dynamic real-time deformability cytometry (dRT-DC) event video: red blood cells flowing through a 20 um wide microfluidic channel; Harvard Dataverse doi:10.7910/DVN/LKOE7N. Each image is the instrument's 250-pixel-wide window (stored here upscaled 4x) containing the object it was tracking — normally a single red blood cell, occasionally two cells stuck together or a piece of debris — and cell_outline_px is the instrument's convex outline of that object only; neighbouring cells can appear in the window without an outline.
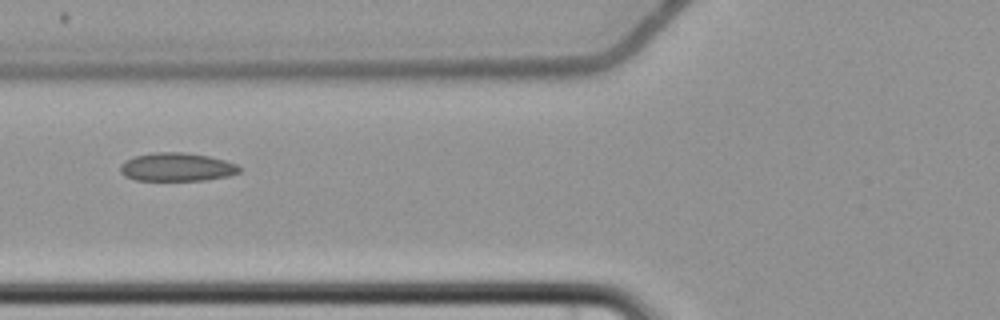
{"species": "common noctule bat (a hibernating species)", "species_latin": "Nyctalus noctula", "temperature_condition": "cold", "stored_images_in_passage": 7, "camera_frame_rate_fps": 3000, "um_per_image_px": 0.085, "animal": {"sex": "female", "body_mass_g": 22.7, "forearm_length_mm": 54.2}, "frame": {"image": 1, "passage_image": 7, "time_ms": 7.333, "image_size_px": [1000, 320], "cell_outline_px": [[240, 172], [228, 176], [208, 180], [136, 180], [124, 176], [120, 172], [120, 164], [124, 160], [136, 156], [152, 152], [184, 152], [208, 156], [224, 160], [236, 164], [240, 168]], "centroid_in_image_um": [15.0, 14.2], "position_along_channel_um": 110.8, "area_um2": 19.77}}